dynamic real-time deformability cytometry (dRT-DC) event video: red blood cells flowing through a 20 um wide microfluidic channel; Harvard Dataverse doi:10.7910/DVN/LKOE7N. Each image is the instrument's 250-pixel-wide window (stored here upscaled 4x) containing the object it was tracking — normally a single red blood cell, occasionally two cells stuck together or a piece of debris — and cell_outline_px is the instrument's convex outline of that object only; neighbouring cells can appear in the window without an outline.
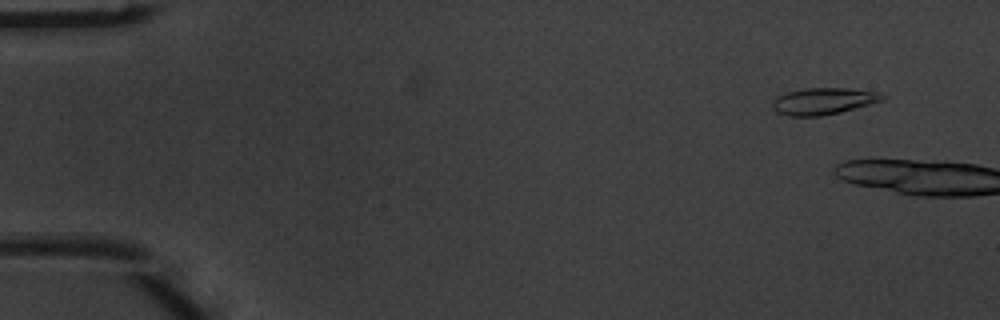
{"species": "common noctule bat (a hibernating species)", "species_latin": "Nyctalus noctula", "temperature_condition": "warm", "stored_images_in_passage": 2, "camera_frame_rate_fps": 3000, "um_per_image_px": 0.085, "animal": {"sex": "male", "body_mass_g": 20.1, "forearm_length_mm": 53.5}, "frame": {"image": 1, "passage_image": 1, "time_ms": 0.0, "image_size_px": [1000, 320], "cell_outline_px": [[888, 96], [884, 100], [840, 112], [820, 116], [788, 116], [776, 112], [772, 104], [772, 100], [776, 96], [788, 92], [804, 88], [848, 88], [876, 92]], "centroid_in_image_um": [69.97, 8.59], "position_along_channel_um": 15.0, "area_um2": 17.11}}